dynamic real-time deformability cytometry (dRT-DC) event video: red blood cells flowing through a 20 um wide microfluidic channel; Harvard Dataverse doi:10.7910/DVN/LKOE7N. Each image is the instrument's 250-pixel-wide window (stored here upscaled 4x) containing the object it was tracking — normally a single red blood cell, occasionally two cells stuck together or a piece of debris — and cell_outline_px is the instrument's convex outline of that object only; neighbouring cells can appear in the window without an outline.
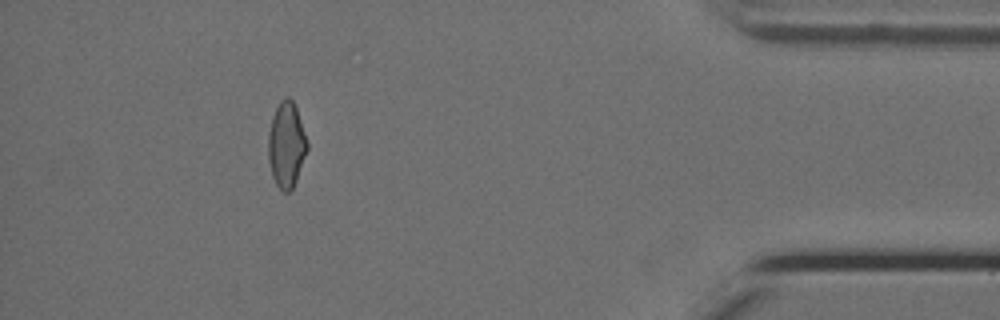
{"species": "Egyptian fruit bat (a non-hibernating species)", "species_latin": "Rousettus aegyptiacus", "temperature_condition": "cold", "stored_images_in_passage": 17, "camera_frame_rate_fps": 3000, "um_per_image_px": 0.085, "animal": {"sex": "female"}, "frame": {"image": 1, "passage_image": 17, "time_ms": 5.333, "image_size_px": [1000, 320], "cell_outline_px": [[308, 148], [296, 180], [292, 188], [288, 192], [284, 192], [276, 184], [272, 176], [268, 160], [268, 132], [272, 116], [280, 100], [284, 96], [288, 96], [292, 100], [296, 108], [308, 144]], "centroid_in_image_um": [24.32, 12.29], "position_along_channel_um": 410.9, "area_um2": 19.31}}